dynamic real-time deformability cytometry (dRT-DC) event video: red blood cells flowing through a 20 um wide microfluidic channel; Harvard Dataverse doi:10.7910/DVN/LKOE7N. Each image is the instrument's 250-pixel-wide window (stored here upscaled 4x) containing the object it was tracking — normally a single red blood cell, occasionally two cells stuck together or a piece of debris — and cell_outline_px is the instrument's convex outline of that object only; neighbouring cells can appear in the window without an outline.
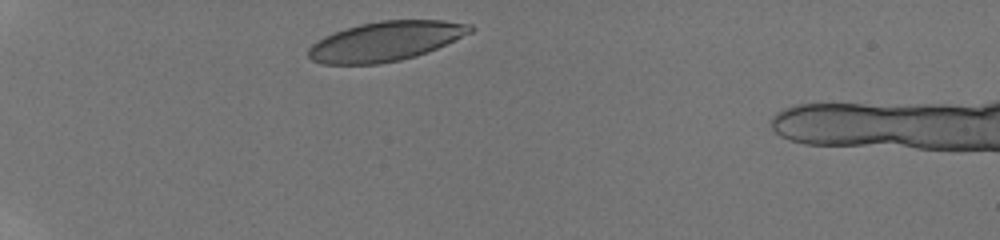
{"species": "human", "species_latin": "Homo sapiens", "temperature_condition": "room temperature", "stored_images_in_passage": 9, "camera_frame_rate_fps": 3000, "um_per_image_px": 0.085, "donor": {"sex": "male"}, "frame": {"image": 1, "passage_image": 1, "time_ms": 0.0, "image_size_px": [1000, 240], "cell_outline_px": [[476, 28], [472, 32], [428, 52], [416, 56], [400, 60], [380, 64], [320, 64], [312, 60], [308, 56], [308, 48], [312, 44], [324, 36], [360, 24], [380, 20], [444, 20], [472, 24]], "centroid_in_image_um": [32.8, 3.51], "position_along_channel_um": 52.2, "area_um2": 37.34}}
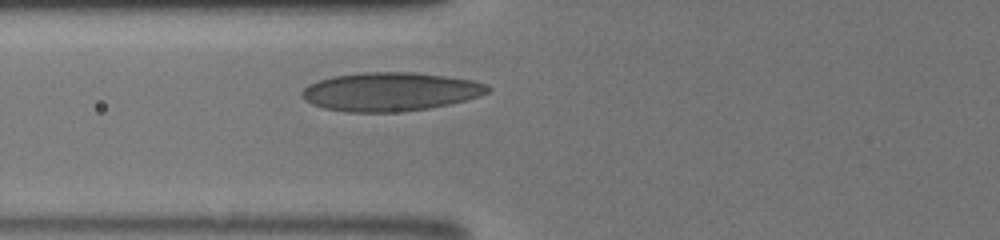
{"frame": {"image": 2, "passage_image": 4, "time_ms": 2.0, "image_size_px": [1000, 240], "cell_outline_px": [[492, 88], [488, 92], [480, 96], [468, 100], [428, 108], [404, 112], [348, 112], [324, 108], [312, 104], [304, 100], [300, 96], [300, 92], [308, 84], [332, 76], [364, 72], [416, 72], [472, 80], [488, 84]], "centroid_in_image_um": [33.17, 7.79], "position_along_channel_um": 92.6, "area_um2": 42.14}}
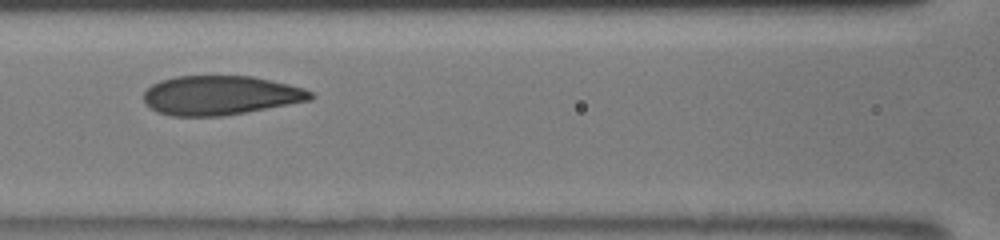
{"frame": {"image": 3, "passage_image": 7, "time_ms": 3.333, "image_size_px": [1000, 240], "cell_outline_px": [[316, 96], [312, 100], [244, 112], [220, 116], [172, 116], [156, 112], [144, 104], [144, 92], [152, 84], [160, 80], [176, 76], [252, 76], [288, 84], [304, 88], [312, 92]], "centroid_in_image_um": [18.71, 8.1], "position_along_channel_um": 147.9, "area_um2": 38.21}}